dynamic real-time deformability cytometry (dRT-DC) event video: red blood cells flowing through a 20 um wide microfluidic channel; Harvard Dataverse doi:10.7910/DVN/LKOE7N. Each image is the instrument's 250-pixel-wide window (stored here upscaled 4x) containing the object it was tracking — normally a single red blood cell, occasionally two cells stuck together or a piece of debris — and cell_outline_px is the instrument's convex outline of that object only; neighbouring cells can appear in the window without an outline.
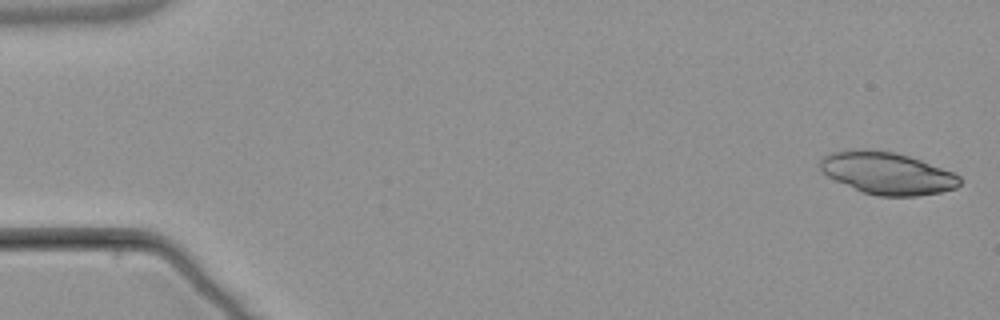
{"species": "common noctule bat (a hibernating species)", "species_latin": "Nyctalus noctula", "temperature_condition": "warm", "stored_images_in_passage": 4, "camera_frame_rate_fps": 3000, "um_per_image_px": 0.085, "animal": {"sex": "male", "body_mass_g": 21.5, "forearm_length_mm": 52.0}, "frame": {"image": 1, "passage_image": 1, "time_ms": 0.0, "image_size_px": [1000, 320], "cell_outline_px": [[960, 184], [956, 188], [940, 192], [916, 196], [880, 196], [864, 192], [836, 180], [828, 176], [820, 168], [820, 156], [832, 152], [852, 148], [868, 148], [892, 152], [908, 156], [920, 160], [952, 172], [960, 176]], "centroid_in_image_um": [75.38, 14.7], "position_along_channel_um": 9.6, "area_um2": 34.16}}